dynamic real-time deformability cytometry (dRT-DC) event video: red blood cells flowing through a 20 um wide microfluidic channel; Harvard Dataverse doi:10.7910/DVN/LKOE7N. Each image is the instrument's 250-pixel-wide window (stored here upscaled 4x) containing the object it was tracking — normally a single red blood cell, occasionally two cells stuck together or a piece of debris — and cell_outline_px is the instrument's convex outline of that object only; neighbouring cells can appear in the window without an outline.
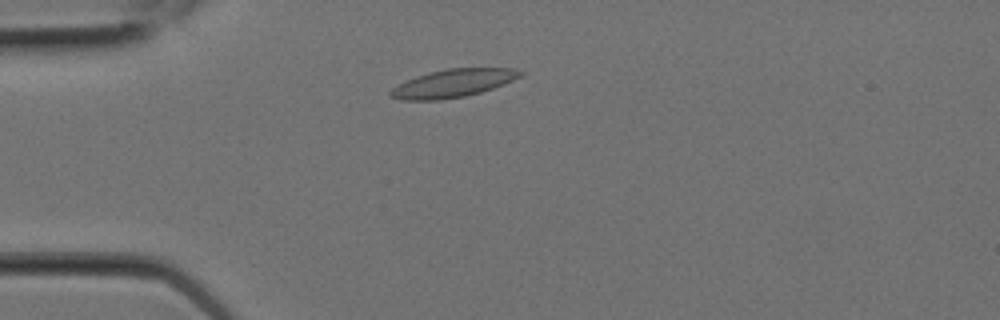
{"species": "Egyptian fruit bat (a non-hibernating species)", "species_latin": "Rousettus aegyptiacus", "temperature_condition": "room temperature", "stored_images_in_passage": 5, "camera_frame_rate_fps": 3000, "um_per_image_px": 0.085, "animal": {"sex": "female"}, "frame": {"image": 1, "passage_image": 3, "time_ms": 0.667, "image_size_px": [1000, 320], "cell_outline_px": [[524, 72], [520, 76], [512, 80], [492, 88], [480, 92], [464, 96], [440, 100], [400, 100], [388, 96], [388, 92], [396, 84], [416, 76], [428, 72], [448, 68], [516, 68]], "centroid_in_image_um": [38.43, 7.07], "position_along_channel_um": 46.6, "area_um2": 21.21}}
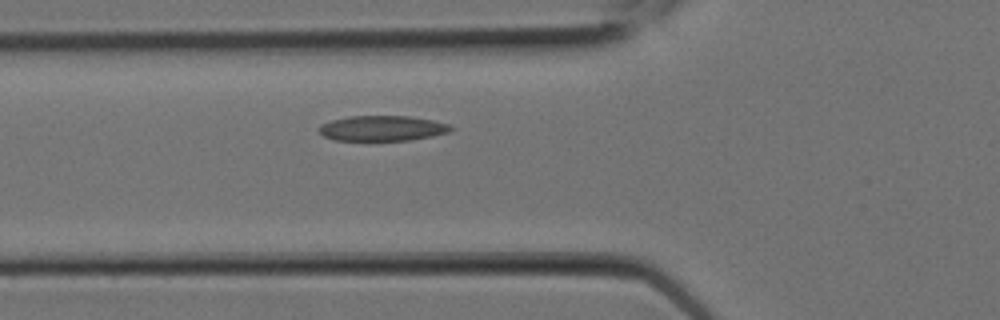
{"frame": {"image": 2, "passage_image": 5, "time_ms": 1.333, "image_size_px": [1000, 320], "cell_outline_px": [[452, 128], [448, 132], [432, 136], [408, 140], [332, 140], [324, 136], [320, 132], [320, 124], [332, 120], [348, 116], [408, 116], [432, 120], [448, 124]], "centroid_in_image_um": [32.46, 10.9], "position_along_channel_um": 93.3, "area_um2": 19.19}}